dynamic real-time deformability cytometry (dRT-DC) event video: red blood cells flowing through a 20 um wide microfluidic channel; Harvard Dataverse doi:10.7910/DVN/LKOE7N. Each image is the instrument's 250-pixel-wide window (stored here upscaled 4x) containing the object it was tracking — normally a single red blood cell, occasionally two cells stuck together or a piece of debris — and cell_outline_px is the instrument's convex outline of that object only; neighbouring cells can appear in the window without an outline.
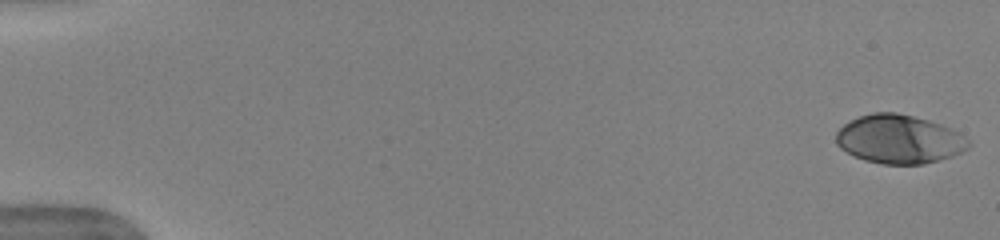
{"species": "human", "species_latin": "Homo sapiens", "temperature_condition": "warm", "stored_images_in_passage": 51, "camera_frame_rate_fps": 3000, "um_per_image_px": 0.085, "donor": {"sex": "female"}, "frame": {"image": 1, "passage_image": 1, "time_ms": 0.0, "image_size_px": [1000, 240], "cell_outline_px": [[972, 144], [968, 148], [952, 156], [924, 164], [884, 164], [864, 160], [840, 148], [836, 144], [836, 132], [844, 124], [860, 116], [872, 112], [896, 112], [928, 120], [952, 128], [968, 140]], "centroid_in_image_um": [76.43, 11.83], "position_along_channel_um": 8.6, "area_um2": 37.4}}
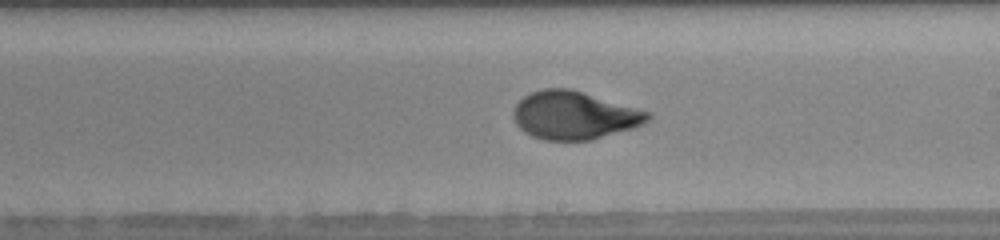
{"frame": {"image": 2, "passage_image": 31, "time_ms": 10.0, "image_size_px": [1000, 240], "cell_outline_px": [[652, 116], [644, 124], [632, 128], [592, 140], [544, 140], [532, 136], [524, 132], [516, 124], [512, 116], [512, 112], [516, 104], [524, 96], [532, 92], [544, 88], [572, 88], [652, 112]], "centroid_in_image_um": [48.82, 9.79], "position_along_channel_um": 240.2, "area_um2": 37.97}}
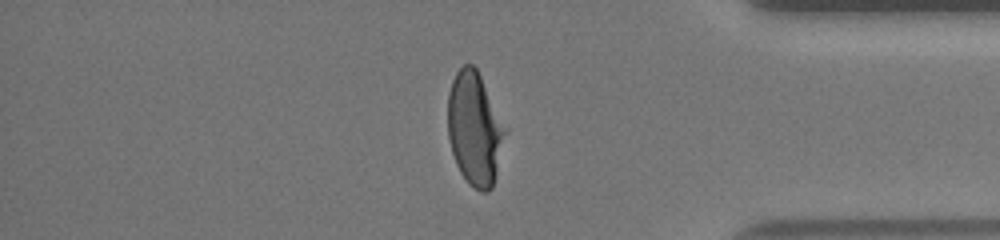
{"frame": {"image": 3, "passage_image": 44, "time_ms": 14.333, "image_size_px": [1000, 240], "cell_outline_px": [[508, 132], [492, 188], [488, 192], [480, 192], [472, 188], [468, 184], [460, 172], [456, 164], [452, 152], [448, 136], [448, 92], [452, 80], [456, 72], [464, 64], [472, 64], [476, 68], [508, 128]], "centroid_in_image_um": [40.37, 10.97], "position_along_channel_um": 394.8, "area_um2": 38.44}, "authors_computed_cell_mechanics": {"area_um2": 37.1076, "velocity_mm_per_s": 3.9681, "shape_relaxation_time_tau1_ms": 4.3415, "shape_relaxation_time_tau2_ms": null, "deformation_change_tau1": 0.2104, "deformation_change_tau2": null}}